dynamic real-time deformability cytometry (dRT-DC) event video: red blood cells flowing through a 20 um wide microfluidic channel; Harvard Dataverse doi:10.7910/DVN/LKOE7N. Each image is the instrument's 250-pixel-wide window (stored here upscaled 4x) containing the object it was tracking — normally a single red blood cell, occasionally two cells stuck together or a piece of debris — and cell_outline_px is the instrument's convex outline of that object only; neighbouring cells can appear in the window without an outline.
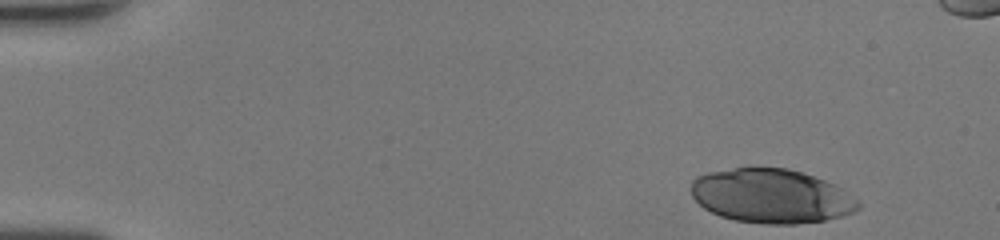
{"species": "human", "species_latin": "Homo sapiens", "temperature_condition": "room temperature", "stored_images_in_passage": 15, "camera_frame_rate_fps": 3000, "um_per_image_px": 0.085, "donor": {"sex": "female"}, "frame": {"image": 1, "passage_image": 1, "time_ms": 0.0, "image_size_px": [1000, 240], "cell_outline_px": [[860, 208], [852, 212], [840, 216], [824, 220], [796, 224], [764, 224], [736, 220], [720, 216], [704, 208], [692, 196], [692, 180], [696, 176], [708, 172], [748, 164], [756, 164], [788, 168], [804, 172], [824, 180], [840, 188], [860, 200]], "centroid_in_image_um": [65.53, 16.61], "position_along_channel_um": 19.5, "area_um2": 53.7}}
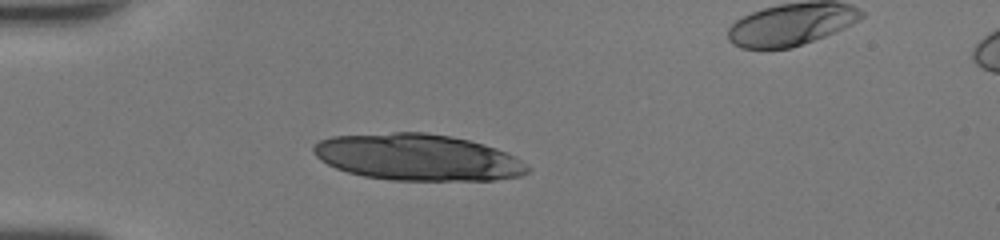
{"frame": {"image": 2, "passage_image": 10, "time_ms": 3.0, "image_size_px": [1000, 240], "cell_outline_px": [[532, 168], [528, 172], [520, 176], [496, 180], [392, 180], [364, 176], [348, 172], [336, 168], [320, 160], [312, 152], [312, 144], [320, 140], [332, 136], [392, 132], [424, 132], [452, 136], [484, 144], [496, 148], [516, 156], [528, 164]], "centroid_in_image_um": [35.52, 13.37], "position_along_channel_um": 49.5, "area_um2": 58.38}}